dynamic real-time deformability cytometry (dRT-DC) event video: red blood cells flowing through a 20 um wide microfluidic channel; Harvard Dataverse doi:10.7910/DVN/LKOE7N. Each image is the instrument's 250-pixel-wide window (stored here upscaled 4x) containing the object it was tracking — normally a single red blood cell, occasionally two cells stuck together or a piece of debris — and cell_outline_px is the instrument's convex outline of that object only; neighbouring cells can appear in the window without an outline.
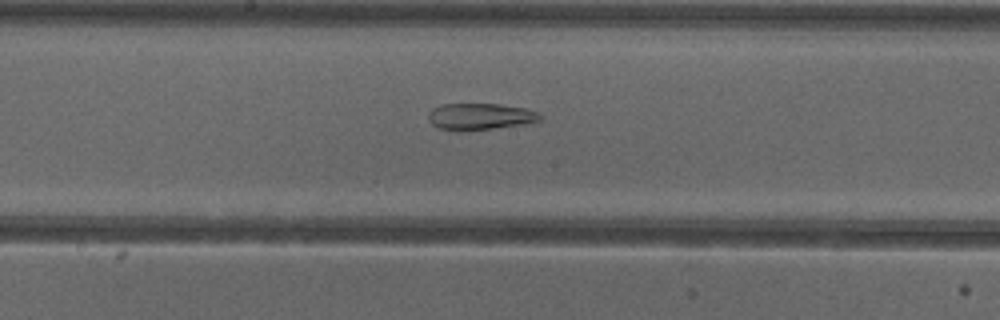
{"species": "common noctule bat (a hibernating species)", "species_latin": "Nyctalus noctula", "temperature_condition": "cold", "stored_images_in_passage": 53, "segment_of_instrument_passage": [2, 2], "camera_frame_rate_fps": 3000, "um_per_image_px": 0.085, "animal": {"sex": "female"}, "frame": {"image": 1, "passage_image": 28, "time_ms": 9.0, "image_size_px": [1000, 320], "cell_outline_px": [[540, 120], [524, 124], [492, 128], [440, 128], [432, 124], [428, 120], [428, 112], [432, 108], [440, 104], [500, 104], [524, 108], [536, 112], [540, 116]], "centroid_in_image_um": [40.79, 9.86], "position_along_channel_um": 207.4, "area_um2": 16.53}}
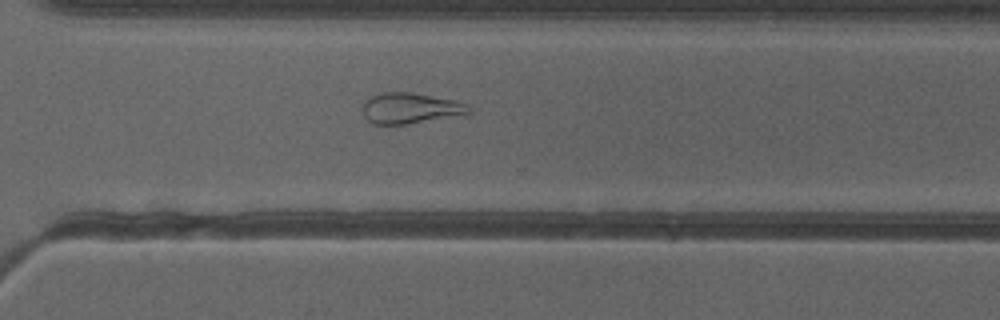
{"frame": {"image": 2, "passage_image": 38, "time_ms": 12.333, "image_size_px": [1000, 320], "cell_outline_px": [[472, 112], [408, 124], [372, 124], [364, 116], [364, 104], [372, 96], [380, 92], [412, 92], [456, 100], [468, 104], [472, 108]], "centroid_in_image_um": [34.9, 9.18], "position_along_channel_um": 335.7, "area_um2": 18.84}}
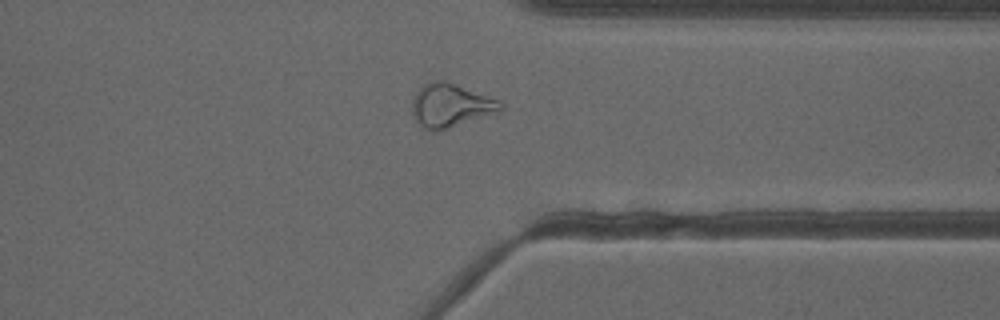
{"frame": {"image": 3, "passage_image": 41, "time_ms": 13.333, "image_size_px": [1000, 320], "cell_outline_px": [[504, 108], [500, 112], [440, 132], [432, 132], [424, 128], [416, 120], [412, 112], [412, 100], [416, 92], [428, 80], [444, 80], [500, 100], [504, 104]], "centroid_in_image_um": [38.32, 8.98], "position_along_channel_um": 373.1, "area_um2": 22.89}}